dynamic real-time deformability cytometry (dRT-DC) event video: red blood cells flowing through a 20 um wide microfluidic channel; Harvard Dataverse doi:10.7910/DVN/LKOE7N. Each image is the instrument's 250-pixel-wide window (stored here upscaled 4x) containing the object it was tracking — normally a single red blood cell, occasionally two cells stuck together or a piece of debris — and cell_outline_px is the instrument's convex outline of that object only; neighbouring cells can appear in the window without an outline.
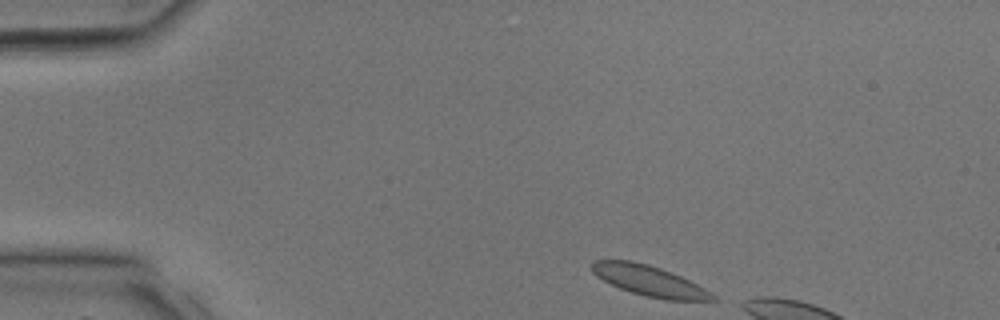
{"species": "common noctule bat (a hibernating species)", "species_latin": "Nyctalus noctula", "temperature_condition": "room temperature", "stored_images_in_passage": 5, "camera_frame_rate_fps": 3000, "um_per_image_px": 0.085, "animal": {"sex": "male", "body_mass_g": 17.9, "forearm_length_mm": 54.2}, "frame": {"image": 1, "passage_image": 1, "time_ms": 0.0, "image_size_px": [1000, 320], "cell_outline_px": [[720, 300], [664, 300], [644, 296], [620, 288], [596, 276], [592, 272], [592, 260], [632, 260], [648, 264], [672, 272], [704, 288], [716, 296]], "centroid_in_image_um": [55.19, 23.86], "position_along_channel_um": 29.8, "area_um2": 21.33}}